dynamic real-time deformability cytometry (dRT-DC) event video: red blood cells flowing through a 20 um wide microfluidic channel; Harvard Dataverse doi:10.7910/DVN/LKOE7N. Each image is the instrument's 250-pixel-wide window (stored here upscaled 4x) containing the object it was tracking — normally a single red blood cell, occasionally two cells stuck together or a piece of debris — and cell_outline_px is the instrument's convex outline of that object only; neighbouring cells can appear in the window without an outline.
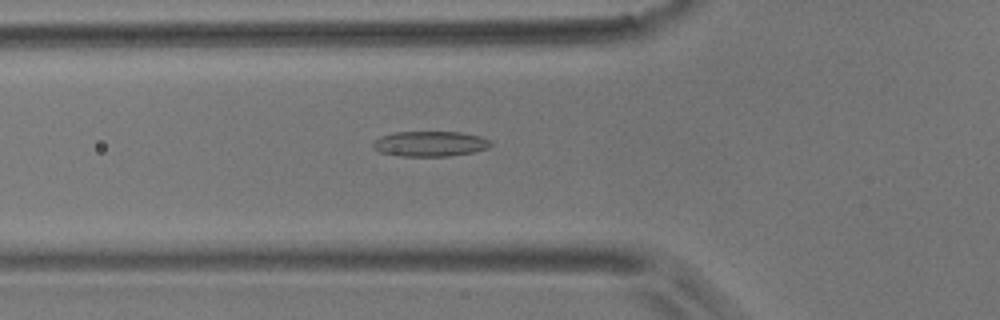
{"species": "common noctule bat (a hibernating species)", "species_latin": "Nyctalus noctula", "temperature_condition": "room temperature", "stored_images_in_passage": 56, "camera_frame_rate_fps": 3000, "um_per_image_px": 0.085, "animal": {"sex": "male", "body_mass_g": 17.9}, "frame": {"image": 1, "passage_image": 19, "time_ms": 6.0, "image_size_px": [1000, 320], "cell_outline_px": [[492, 144], [488, 148], [472, 152], [448, 156], [400, 156], [380, 152], [372, 148], [372, 144], [380, 136], [396, 132], [460, 132], [480, 136], [492, 140]], "centroid_in_image_um": [36.56, 12.22], "position_along_channel_um": 89.2, "area_um2": 17.34}}
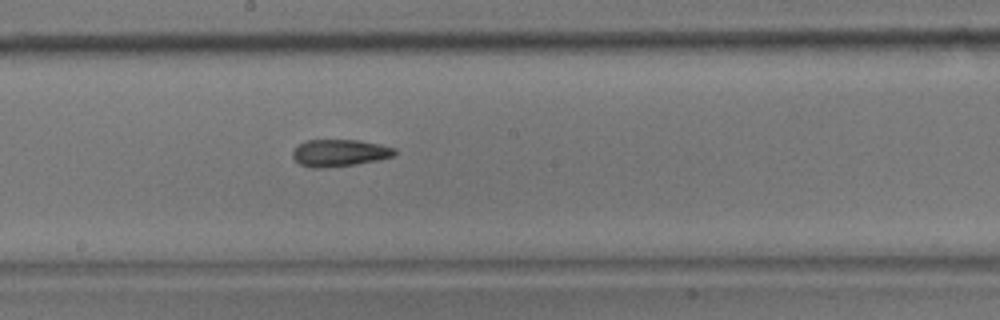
{"frame": {"image": 2, "passage_image": 30, "time_ms": 9.667, "image_size_px": [1000, 320], "cell_outline_px": [[396, 156], [356, 164], [320, 168], [308, 168], [300, 164], [292, 156], [292, 152], [300, 144], [308, 140], [360, 140], [396, 148]], "centroid_in_image_um": [28.88, 13.0], "position_along_channel_um": 219.3, "area_um2": 16.01}}
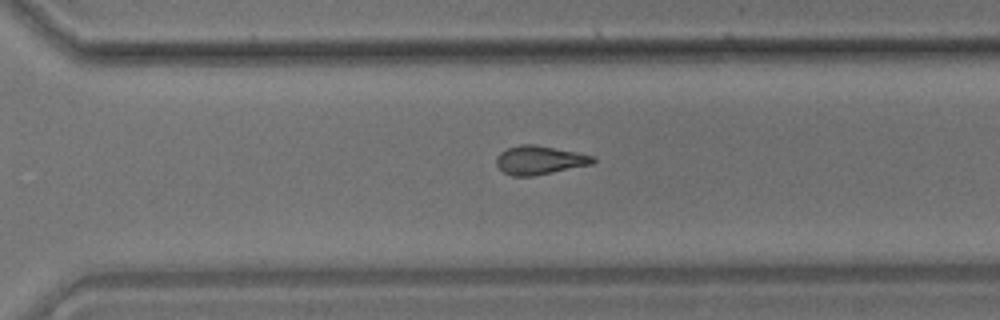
{"frame": {"image": 3, "passage_image": 39, "time_ms": 12.667, "image_size_px": [1000, 320], "cell_outline_px": [[596, 160], [592, 164], [532, 176], [512, 176], [504, 172], [496, 164], [496, 156], [500, 152], [508, 148], [520, 144], [536, 144], [596, 156]], "centroid_in_image_um": [45.86, 13.6], "position_along_channel_um": 324.7, "area_um2": 16.13}, "authors_computed_cell_mechanics": {"area_um2": 16.3285, "velocity_mm_per_s": 3.5303, "shape_relaxation_time_tau1_ms": null, "shape_relaxation_time_tau2_ms": 3.7565, "deformation_change_tau1": null, "deformation_change_tau2": 0.1256}}